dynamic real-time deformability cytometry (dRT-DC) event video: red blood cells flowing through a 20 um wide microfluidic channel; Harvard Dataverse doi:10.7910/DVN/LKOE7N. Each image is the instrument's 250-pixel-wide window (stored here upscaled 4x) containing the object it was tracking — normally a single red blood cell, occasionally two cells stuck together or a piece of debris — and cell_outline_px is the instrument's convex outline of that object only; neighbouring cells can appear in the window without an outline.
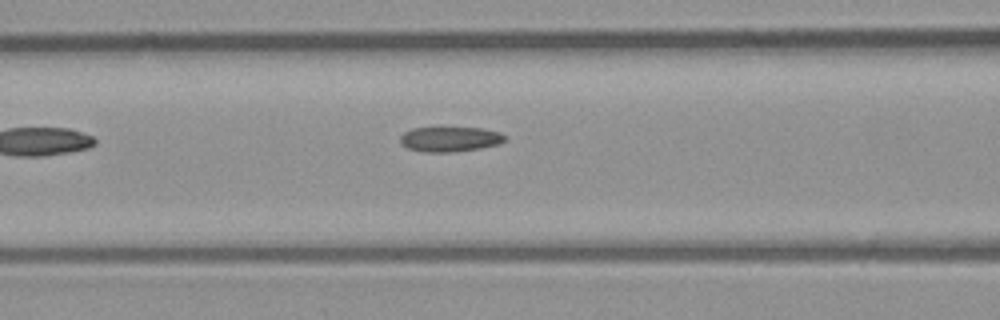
{"species": "common noctule bat (a hibernating species)", "species_latin": "Nyctalus noctula", "temperature_condition": "room temperature", "stored_images_in_passage": 7, "camera_frame_rate_fps": 3000, "um_per_image_px": 0.085, "animal": {"sex": "male", "body_mass_g": 23.1, "forearm_length_mm": 52.7}, "frame": {"image": 1, "passage_image": 7, "time_ms": 2.0, "image_size_px": [1000, 320], "cell_outline_px": [[508, 140], [496, 144], [480, 148], [452, 152], [428, 152], [408, 148], [400, 140], [400, 136], [404, 132], [412, 128], [440, 124], [484, 128], [500, 132], [508, 136]], "centroid_in_image_um": [38.28, 11.75], "position_along_channel_um": 128.3, "area_um2": 16.18}}